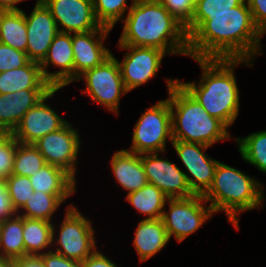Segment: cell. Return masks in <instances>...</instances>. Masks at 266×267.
<instances>
[{
    "label": "cell",
    "mask_w": 266,
    "mask_h": 267,
    "mask_svg": "<svg viewBox=\"0 0 266 267\" xmlns=\"http://www.w3.org/2000/svg\"><path fill=\"white\" fill-rule=\"evenodd\" d=\"M168 199L160 189L149 183L127 195L128 202L142 214L148 215L147 219L162 218L163 208Z\"/></svg>",
    "instance_id": "obj_26"
},
{
    "label": "cell",
    "mask_w": 266,
    "mask_h": 267,
    "mask_svg": "<svg viewBox=\"0 0 266 267\" xmlns=\"http://www.w3.org/2000/svg\"><path fill=\"white\" fill-rule=\"evenodd\" d=\"M0 256L13 260L25 256L23 217L20 214L0 222Z\"/></svg>",
    "instance_id": "obj_24"
},
{
    "label": "cell",
    "mask_w": 266,
    "mask_h": 267,
    "mask_svg": "<svg viewBox=\"0 0 266 267\" xmlns=\"http://www.w3.org/2000/svg\"><path fill=\"white\" fill-rule=\"evenodd\" d=\"M45 267H81V262L68 259L53 250L40 255Z\"/></svg>",
    "instance_id": "obj_38"
},
{
    "label": "cell",
    "mask_w": 266,
    "mask_h": 267,
    "mask_svg": "<svg viewBox=\"0 0 266 267\" xmlns=\"http://www.w3.org/2000/svg\"><path fill=\"white\" fill-rule=\"evenodd\" d=\"M246 3L255 25L263 34L266 33V0H246Z\"/></svg>",
    "instance_id": "obj_37"
},
{
    "label": "cell",
    "mask_w": 266,
    "mask_h": 267,
    "mask_svg": "<svg viewBox=\"0 0 266 267\" xmlns=\"http://www.w3.org/2000/svg\"><path fill=\"white\" fill-rule=\"evenodd\" d=\"M53 224L42 219H29L23 217V239L26 255H41L52 241ZM39 251V252H38Z\"/></svg>",
    "instance_id": "obj_27"
},
{
    "label": "cell",
    "mask_w": 266,
    "mask_h": 267,
    "mask_svg": "<svg viewBox=\"0 0 266 267\" xmlns=\"http://www.w3.org/2000/svg\"><path fill=\"white\" fill-rule=\"evenodd\" d=\"M29 61L25 52L0 43V73L21 68Z\"/></svg>",
    "instance_id": "obj_36"
},
{
    "label": "cell",
    "mask_w": 266,
    "mask_h": 267,
    "mask_svg": "<svg viewBox=\"0 0 266 267\" xmlns=\"http://www.w3.org/2000/svg\"><path fill=\"white\" fill-rule=\"evenodd\" d=\"M172 145L185 168L193 177L185 175L192 193L203 196L212 185L215 170L219 163V161L213 160L204 153L210 146L179 140H173Z\"/></svg>",
    "instance_id": "obj_11"
},
{
    "label": "cell",
    "mask_w": 266,
    "mask_h": 267,
    "mask_svg": "<svg viewBox=\"0 0 266 267\" xmlns=\"http://www.w3.org/2000/svg\"><path fill=\"white\" fill-rule=\"evenodd\" d=\"M167 87L173 140L211 146L219 140L230 138L228 127L218 118L210 116L178 79L167 80Z\"/></svg>",
    "instance_id": "obj_4"
},
{
    "label": "cell",
    "mask_w": 266,
    "mask_h": 267,
    "mask_svg": "<svg viewBox=\"0 0 266 267\" xmlns=\"http://www.w3.org/2000/svg\"><path fill=\"white\" fill-rule=\"evenodd\" d=\"M169 240L164 222L161 218H145L139 222L136 228L133 244L142 262L148 260L163 249Z\"/></svg>",
    "instance_id": "obj_22"
},
{
    "label": "cell",
    "mask_w": 266,
    "mask_h": 267,
    "mask_svg": "<svg viewBox=\"0 0 266 267\" xmlns=\"http://www.w3.org/2000/svg\"><path fill=\"white\" fill-rule=\"evenodd\" d=\"M45 164L44 157L33 144L17 143L12 174L30 177Z\"/></svg>",
    "instance_id": "obj_30"
},
{
    "label": "cell",
    "mask_w": 266,
    "mask_h": 267,
    "mask_svg": "<svg viewBox=\"0 0 266 267\" xmlns=\"http://www.w3.org/2000/svg\"><path fill=\"white\" fill-rule=\"evenodd\" d=\"M118 45L152 47L166 54L188 55V36L158 0H133Z\"/></svg>",
    "instance_id": "obj_2"
},
{
    "label": "cell",
    "mask_w": 266,
    "mask_h": 267,
    "mask_svg": "<svg viewBox=\"0 0 266 267\" xmlns=\"http://www.w3.org/2000/svg\"><path fill=\"white\" fill-rule=\"evenodd\" d=\"M60 227L59 238L56 239L54 238L55 229L52 226V241L55 239L61 248L58 247L54 252L68 259L82 262L96 250L91 222L84 218L75 206L68 207Z\"/></svg>",
    "instance_id": "obj_7"
},
{
    "label": "cell",
    "mask_w": 266,
    "mask_h": 267,
    "mask_svg": "<svg viewBox=\"0 0 266 267\" xmlns=\"http://www.w3.org/2000/svg\"><path fill=\"white\" fill-rule=\"evenodd\" d=\"M24 1V0H0V8L4 9L5 11H20L15 4Z\"/></svg>",
    "instance_id": "obj_42"
},
{
    "label": "cell",
    "mask_w": 266,
    "mask_h": 267,
    "mask_svg": "<svg viewBox=\"0 0 266 267\" xmlns=\"http://www.w3.org/2000/svg\"><path fill=\"white\" fill-rule=\"evenodd\" d=\"M0 43L26 53L27 29L24 11H6L2 15Z\"/></svg>",
    "instance_id": "obj_25"
},
{
    "label": "cell",
    "mask_w": 266,
    "mask_h": 267,
    "mask_svg": "<svg viewBox=\"0 0 266 267\" xmlns=\"http://www.w3.org/2000/svg\"><path fill=\"white\" fill-rule=\"evenodd\" d=\"M27 89H54L45 80L40 63L29 61L21 68L0 73V94Z\"/></svg>",
    "instance_id": "obj_21"
},
{
    "label": "cell",
    "mask_w": 266,
    "mask_h": 267,
    "mask_svg": "<svg viewBox=\"0 0 266 267\" xmlns=\"http://www.w3.org/2000/svg\"><path fill=\"white\" fill-rule=\"evenodd\" d=\"M169 211L163 212L162 220L169 239L175 236L178 242L195 232L211 218L214 211L209 205L204 208L205 199L201 195L187 198L168 199Z\"/></svg>",
    "instance_id": "obj_9"
},
{
    "label": "cell",
    "mask_w": 266,
    "mask_h": 267,
    "mask_svg": "<svg viewBox=\"0 0 266 267\" xmlns=\"http://www.w3.org/2000/svg\"><path fill=\"white\" fill-rule=\"evenodd\" d=\"M60 67L58 72H48L49 64ZM45 80L53 88H62L74 81L72 34L59 32L53 39L48 53L40 63Z\"/></svg>",
    "instance_id": "obj_18"
},
{
    "label": "cell",
    "mask_w": 266,
    "mask_h": 267,
    "mask_svg": "<svg viewBox=\"0 0 266 267\" xmlns=\"http://www.w3.org/2000/svg\"><path fill=\"white\" fill-rule=\"evenodd\" d=\"M67 122L62 128L46 134L33 145L44 157L45 163L64 169L75 179V163L80 138L76 129Z\"/></svg>",
    "instance_id": "obj_10"
},
{
    "label": "cell",
    "mask_w": 266,
    "mask_h": 267,
    "mask_svg": "<svg viewBox=\"0 0 266 267\" xmlns=\"http://www.w3.org/2000/svg\"><path fill=\"white\" fill-rule=\"evenodd\" d=\"M53 89H27L0 94V133H12L24 114Z\"/></svg>",
    "instance_id": "obj_19"
},
{
    "label": "cell",
    "mask_w": 266,
    "mask_h": 267,
    "mask_svg": "<svg viewBox=\"0 0 266 267\" xmlns=\"http://www.w3.org/2000/svg\"><path fill=\"white\" fill-rule=\"evenodd\" d=\"M244 0H196L195 12L191 22L185 27L189 36L209 14H221L231 11V8L239 6Z\"/></svg>",
    "instance_id": "obj_31"
},
{
    "label": "cell",
    "mask_w": 266,
    "mask_h": 267,
    "mask_svg": "<svg viewBox=\"0 0 266 267\" xmlns=\"http://www.w3.org/2000/svg\"><path fill=\"white\" fill-rule=\"evenodd\" d=\"M245 2L229 12L209 14L188 36L189 56L193 59L250 60L256 54L260 55L263 33L255 25Z\"/></svg>",
    "instance_id": "obj_1"
},
{
    "label": "cell",
    "mask_w": 266,
    "mask_h": 267,
    "mask_svg": "<svg viewBox=\"0 0 266 267\" xmlns=\"http://www.w3.org/2000/svg\"><path fill=\"white\" fill-rule=\"evenodd\" d=\"M6 11L2 8H0V21H1V18H2V15L5 13Z\"/></svg>",
    "instance_id": "obj_44"
},
{
    "label": "cell",
    "mask_w": 266,
    "mask_h": 267,
    "mask_svg": "<svg viewBox=\"0 0 266 267\" xmlns=\"http://www.w3.org/2000/svg\"><path fill=\"white\" fill-rule=\"evenodd\" d=\"M4 181L12 206L19 213L18 210L25 205L28 198L34 193L30 178L11 174Z\"/></svg>",
    "instance_id": "obj_33"
},
{
    "label": "cell",
    "mask_w": 266,
    "mask_h": 267,
    "mask_svg": "<svg viewBox=\"0 0 266 267\" xmlns=\"http://www.w3.org/2000/svg\"><path fill=\"white\" fill-rule=\"evenodd\" d=\"M168 12L186 27L192 20L195 12L194 0H158Z\"/></svg>",
    "instance_id": "obj_35"
},
{
    "label": "cell",
    "mask_w": 266,
    "mask_h": 267,
    "mask_svg": "<svg viewBox=\"0 0 266 267\" xmlns=\"http://www.w3.org/2000/svg\"><path fill=\"white\" fill-rule=\"evenodd\" d=\"M203 198L211 201L214 213L223 210L237 230L239 221L236 216L242 211L258 208L264 201L260 182L220 161L212 185Z\"/></svg>",
    "instance_id": "obj_5"
},
{
    "label": "cell",
    "mask_w": 266,
    "mask_h": 267,
    "mask_svg": "<svg viewBox=\"0 0 266 267\" xmlns=\"http://www.w3.org/2000/svg\"><path fill=\"white\" fill-rule=\"evenodd\" d=\"M201 70L199 84L179 82L213 117L227 127L232 125L239 114V89L234 76V67L251 60L246 59H195Z\"/></svg>",
    "instance_id": "obj_3"
},
{
    "label": "cell",
    "mask_w": 266,
    "mask_h": 267,
    "mask_svg": "<svg viewBox=\"0 0 266 267\" xmlns=\"http://www.w3.org/2000/svg\"><path fill=\"white\" fill-rule=\"evenodd\" d=\"M110 28L100 26L96 30L74 33L72 36L74 81L85 71L102 64L112 53L103 46ZM99 34V35H98ZM96 35L99 37L96 38Z\"/></svg>",
    "instance_id": "obj_17"
},
{
    "label": "cell",
    "mask_w": 266,
    "mask_h": 267,
    "mask_svg": "<svg viewBox=\"0 0 266 267\" xmlns=\"http://www.w3.org/2000/svg\"><path fill=\"white\" fill-rule=\"evenodd\" d=\"M142 165L149 184L155 185L169 199L193 196L186 173L174 163L158 157V153L141 154Z\"/></svg>",
    "instance_id": "obj_13"
},
{
    "label": "cell",
    "mask_w": 266,
    "mask_h": 267,
    "mask_svg": "<svg viewBox=\"0 0 266 267\" xmlns=\"http://www.w3.org/2000/svg\"><path fill=\"white\" fill-rule=\"evenodd\" d=\"M60 88H54L36 106L30 108L21 119L19 125L11 133L20 143L34 144L38 139L59 130L67 121L45 104Z\"/></svg>",
    "instance_id": "obj_16"
},
{
    "label": "cell",
    "mask_w": 266,
    "mask_h": 267,
    "mask_svg": "<svg viewBox=\"0 0 266 267\" xmlns=\"http://www.w3.org/2000/svg\"><path fill=\"white\" fill-rule=\"evenodd\" d=\"M129 50L120 62L118 61L125 89L129 92L148 82L157 73L162 58L166 53L152 47L119 45Z\"/></svg>",
    "instance_id": "obj_12"
},
{
    "label": "cell",
    "mask_w": 266,
    "mask_h": 267,
    "mask_svg": "<svg viewBox=\"0 0 266 267\" xmlns=\"http://www.w3.org/2000/svg\"><path fill=\"white\" fill-rule=\"evenodd\" d=\"M113 174L129 193L144 187L148 182L142 165L141 155L122 149L111 159Z\"/></svg>",
    "instance_id": "obj_20"
},
{
    "label": "cell",
    "mask_w": 266,
    "mask_h": 267,
    "mask_svg": "<svg viewBox=\"0 0 266 267\" xmlns=\"http://www.w3.org/2000/svg\"><path fill=\"white\" fill-rule=\"evenodd\" d=\"M50 10L59 32L84 33L98 29L101 24L94 14L92 0H41ZM63 27L59 29V24Z\"/></svg>",
    "instance_id": "obj_14"
},
{
    "label": "cell",
    "mask_w": 266,
    "mask_h": 267,
    "mask_svg": "<svg viewBox=\"0 0 266 267\" xmlns=\"http://www.w3.org/2000/svg\"><path fill=\"white\" fill-rule=\"evenodd\" d=\"M172 142V118L169 100L159 101L138 119L133 131L130 152L138 155L164 152L166 139Z\"/></svg>",
    "instance_id": "obj_6"
},
{
    "label": "cell",
    "mask_w": 266,
    "mask_h": 267,
    "mask_svg": "<svg viewBox=\"0 0 266 267\" xmlns=\"http://www.w3.org/2000/svg\"><path fill=\"white\" fill-rule=\"evenodd\" d=\"M82 76V77H81ZM85 79L88 96L118 114L121 94L128 93L123 84L118 60L113 54L102 64L85 71L77 80Z\"/></svg>",
    "instance_id": "obj_8"
},
{
    "label": "cell",
    "mask_w": 266,
    "mask_h": 267,
    "mask_svg": "<svg viewBox=\"0 0 266 267\" xmlns=\"http://www.w3.org/2000/svg\"><path fill=\"white\" fill-rule=\"evenodd\" d=\"M81 267H118L102 253L95 250L81 262Z\"/></svg>",
    "instance_id": "obj_40"
},
{
    "label": "cell",
    "mask_w": 266,
    "mask_h": 267,
    "mask_svg": "<svg viewBox=\"0 0 266 267\" xmlns=\"http://www.w3.org/2000/svg\"><path fill=\"white\" fill-rule=\"evenodd\" d=\"M236 141L242 158L266 173V130L238 138Z\"/></svg>",
    "instance_id": "obj_29"
},
{
    "label": "cell",
    "mask_w": 266,
    "mask_h": 267,
    "mask_svg": "<svg viewBox=\"0 0 266 267\" xmlns=\"http://www.w3.org/2000/svg\"><path fill=\"white\" fill-rule=\"evenodd\" d=\"M34 191L51 195H72L75 193V179L64 169L46 163L29 177Z\"/></svg>",
    "instance_id": "obj_23"
},
{
    "label": "cell",
    "mask_w": 266,
    "mask_h": 267,
    "mask_svg": "<svg viewBox=\"0 0 266 267\" xmlns=\"http://www.w3.org/2000/svg\"><path fill=\"white\" fill-rule=\"evenodd\" d=\"M17 143L11 133H0V181L12 174Z\"/></svg>",
    "instance_id": "obj_34"
},
{
    "label": "cell",
    "mask_w": 266,
    "mask_h": 267,
    "mask_svg": "<svg viewBox=\"0 0 266 267\" xmlns=\"http://www.w3.org/2000/svg\"><path fill=\"white\" fill-rule=\"evenodd\" d=\"M0 267H14V260L0 256Z\"/></svg>",
    "instance_id": "obj_43"
},
{
    "label": "cell",
    "mask_w": 266,
    "mask_h": 267,
    "mask_svg": "<svg viewBox=\"0 0 266 267\" xmlns=\"http://www.w3.org/2000/svg\"><path fill=\"white\" fill-rule=\"evenodd\" d=\"M70 195H51L44 192L34 191L28 198L25 205L23 215L29 219H42L51 222L52 214L56 211L58 206L65 201Z\"/></svg>",
    "instance_id": "obj_28"
},
{
    "label": "cell",
    "mask_w": 266,
    "mask_h": 267,
    "mask_svg": "<svg viewBox=\"0 0 266 267\" xmlns=\"http://www.w3.org/2000/svg\"><path fill=\"white\" fill-rule=\"evenodd\" d=\"M16 214L17 212L12 206L5 181H0V222H3Z\"/></svg>",
    "instance_id": "obj_39"
},
{
    "label": "cell",
    "mask_w": 266,
    "mask_h": 267,
    "mask_svg": "<svg viewBox=\"0 0 266 267\" xmlns=\"http://www.w3.org/2000/svg\"><path fill=\"white\" fill-rule=\"evenodd\" d=\"M14 267H45L40 255H26L14 260Z\"/></svg>",
    "instance_id": "obj_41"
},
{
    "label": "cell",
    "mask_w": 266,
    "mask_h": 267,
    "mask_svg": "<svg viewBox=\"0 0 266 267\" xmlns=\"http://www.w3.org/2000/svg\"><path fill=\"white\" fill-rule=\"evenodd\" d=\"M25 21L27 57L30 61L41 63L46 57L53 39L59 33L57 24L50 10L41 0H37L30 16L25 14Z\"/></svg>",
    "instance_id": "obj_15"
},
{
    "label": "cell",
    "mask_w": 266,
    "mask_h": 267,
    "mask_svg": "<svg viewBox=\"0 0 266 267\" xmlns=\"http://www.w3.org/2000/svg\"><path fill=\"white\" fill-rule=\"evenodd\" d=\"M94 14L97 21L105 27L113 28L117 21L128 10L126 6L127 0H92Z\"/></svg>",
    "instance_id": "obj_32"
}]
</instances>
